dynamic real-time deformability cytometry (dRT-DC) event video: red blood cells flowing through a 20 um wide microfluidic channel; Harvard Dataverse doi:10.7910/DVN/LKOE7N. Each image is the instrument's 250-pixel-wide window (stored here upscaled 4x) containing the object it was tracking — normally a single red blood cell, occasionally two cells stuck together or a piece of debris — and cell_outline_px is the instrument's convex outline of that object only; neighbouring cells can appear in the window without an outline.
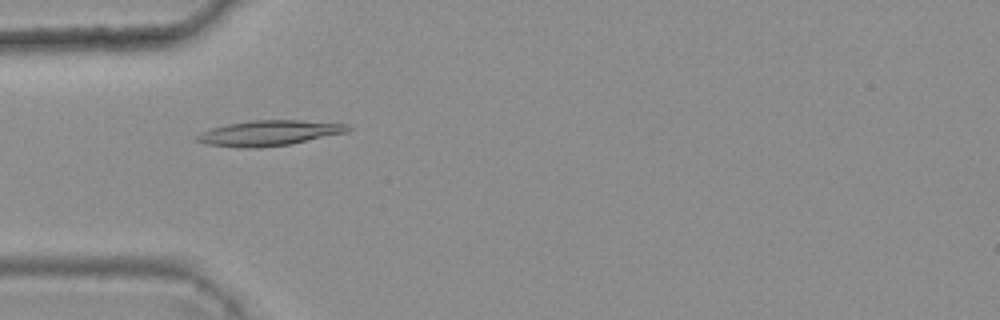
{"species": "common noctule bat (a hibernating species)", "species_latin": "Nyctalus noctula", "temperature_condition": "warm", "stored_images_in_passage": 48, "camera_frame_rate_fps": 3000, "um_per_image_px": 0.085, "animal": {"sex": "female", "body_mass_g": 25.1}, "frame": {"image": 1, "passage_image": 16, "time_ms": 5.0, "image_size_px": [1000, 320], "cell_outline_px": [[352, 128], [348, 132], [292, 144], [260, 148], [240, 148], [204, 144], [196, 140], [192, 136], [200, 132], [212, 128], [228, 124], [252, 120], [300, 120], [348, 124]], "centroid_in_image_um": [22.85, 11.32], "position_along_channel_um": 62.1, "area_um2": 22.6}}
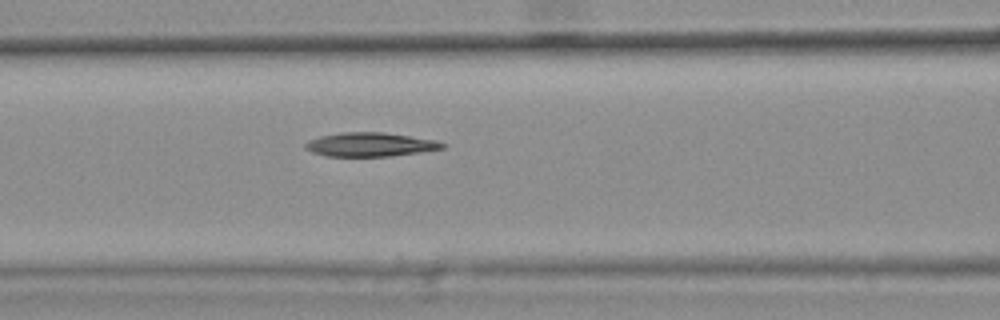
{"frame": {"image": 2, "passage_image": 22, "time_ms": 7.0, "image_size_px": [1000, 320], "cell_outline_px": [[448, 144], [444, 148], [388, 156], [324, 156], [312, 152], [304, 148], [304, 144], [308, 140], [320, 136], [340, 132], [384, 132], [436, 140]], "centroid_in_image_um": [31.42, 12.27], "position_along_channel_um": 135.2, "area_um2": 19.07}}
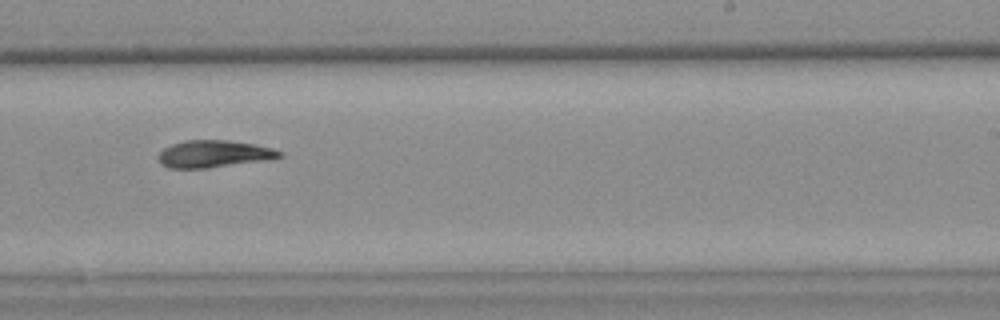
{"frame": {"image": 3, "passage_image": 33, "time_ms": 10.667, "image_size_px": [1000, 320], "cell_outline_px": [[284, 156], [272, 160], [208, 168], [168, 168], [156, 156], [164, 148], [172, 144], [184, 140], [228, 140], [252, 144], [272, 148], [284, 152]], "centroid_in_image_um": [18.24, 13.09], "position_along_channel_um": 270.8, "area_um2": 19.36}}